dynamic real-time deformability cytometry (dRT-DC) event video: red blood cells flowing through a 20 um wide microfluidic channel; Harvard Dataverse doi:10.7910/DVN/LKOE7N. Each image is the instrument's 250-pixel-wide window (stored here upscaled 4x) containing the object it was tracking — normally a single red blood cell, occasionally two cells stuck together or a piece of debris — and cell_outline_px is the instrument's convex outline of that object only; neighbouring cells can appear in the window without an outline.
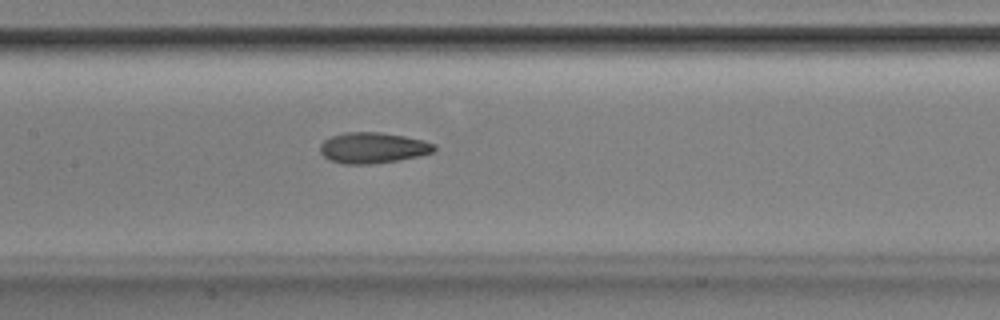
{"species": "Egyptian fruit bat (a non-hibernating species)", "species_latin": "Rousettus aegyptiacus", "temperature_condition": "room temperature", "stored_images_in_passage": 40, "segment_of_instrument_passage": [1, 2], "camera_frame_rate_fps": 3000, "um_per_image_px": 0.085, "animal": {"sex": "male"}, "frame": {"image": 1, "passage_image": 12, "time_ms": 3.667, "image_size_px": [1000, 320], "cell_outline_px": [[436, 148], [432, 152], [420, 156], [372, 164], [344, 164], [332, 160], [324, 156], [320, 152], [320, 144], [324, 140], [332, 136], [344, 132], [380, 132], [404, 136], [424, 140], [436, 144]], "centroid_in_image_um": [31.7, 12.56], "position_along_channel_um": 175.7, "area_um2": 20.46}}
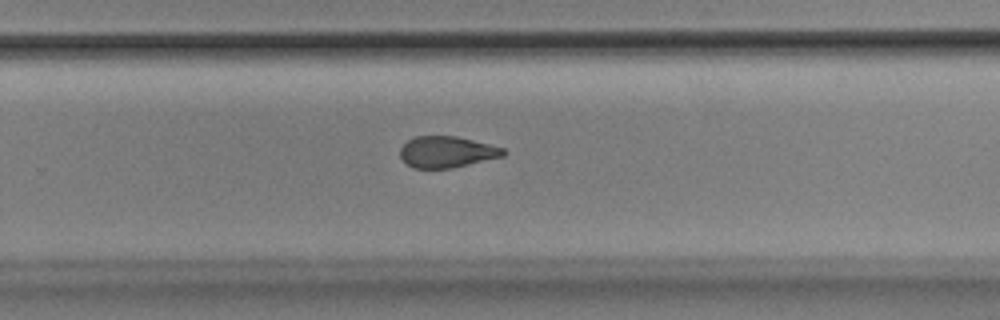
{"frame": {"image": 2, "passage_image": 21, "time_ms": 6.667, "image_size_px": [1000, 320], "cell_outline_px": [[508, 152], [504, 156], [452, 168], [412, 168], [400, 156], [400, 148], [408, 140], [416, 136], [456, 136], [504, 148]], "centroid_in_image_um": [37.99, 12.91], "position_along_channel_um": 291.8, "area_um2": 18.73}}
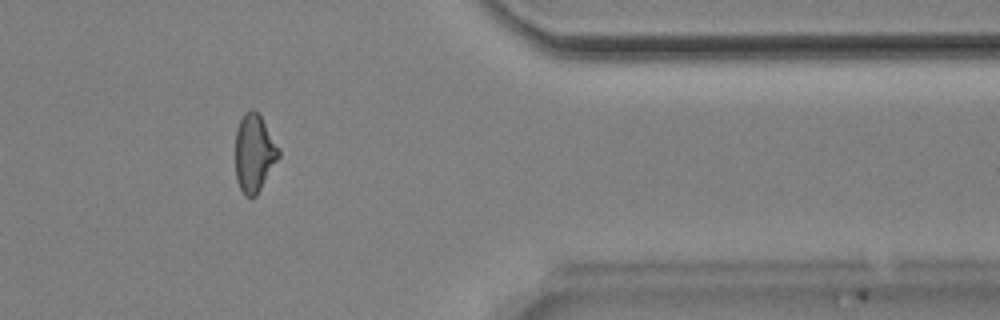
{"frame": {"image": 3, "passage_image": 30, "time_ms": 9.667, "image_size_px": [1000, 320], "cell_outline_px": [[280, 156], [256, 196], [244, 196], [236, 180], [236, 132], [240, 120], [244, 112], [252, 108], [260, 116], [280, 148]], "centroid_in_image_um": [21.61, 13.02], "position_along_channel_um": 389.8, "area_um2": 19.48}}